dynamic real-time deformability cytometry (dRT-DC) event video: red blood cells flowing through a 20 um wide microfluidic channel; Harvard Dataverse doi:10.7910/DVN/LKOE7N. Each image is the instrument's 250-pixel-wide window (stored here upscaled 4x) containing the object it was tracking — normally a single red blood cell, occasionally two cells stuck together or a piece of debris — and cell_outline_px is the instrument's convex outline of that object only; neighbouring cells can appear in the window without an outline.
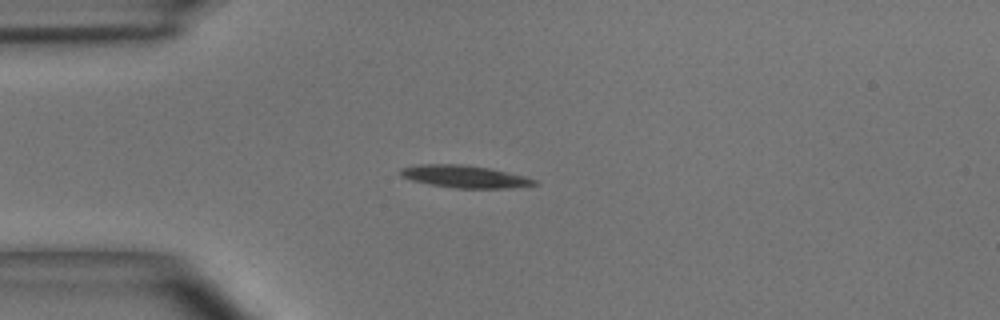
{"species": "common noctule bat (a hibernating species)", "species_latin": "Nyctalus noctula", "temperature_condition": "room temperature", "stored_images_in_passage": 1, "camera_frame_rate_fps": 3000, "um_per_image_px": 0.085, "animal": {"sex": "male", "body_mass_g": 15.6}, "frame": {"image": 1, "passage_image": 1, "time_ms": 0.0, "image_size_px": [1000, 320], "cell_outline_px": [[540, 184], [512, 188], [456, 188], [432, 184], [412, 180], [400, 176], [400, 168], [420, 164], [456, 164], [488, 168], [524, 176], [536, 180]], "centroid_in_image_um": [39.5, 15.01], "position_along_channel_um": 45.5, "area_um2": 17.22}}